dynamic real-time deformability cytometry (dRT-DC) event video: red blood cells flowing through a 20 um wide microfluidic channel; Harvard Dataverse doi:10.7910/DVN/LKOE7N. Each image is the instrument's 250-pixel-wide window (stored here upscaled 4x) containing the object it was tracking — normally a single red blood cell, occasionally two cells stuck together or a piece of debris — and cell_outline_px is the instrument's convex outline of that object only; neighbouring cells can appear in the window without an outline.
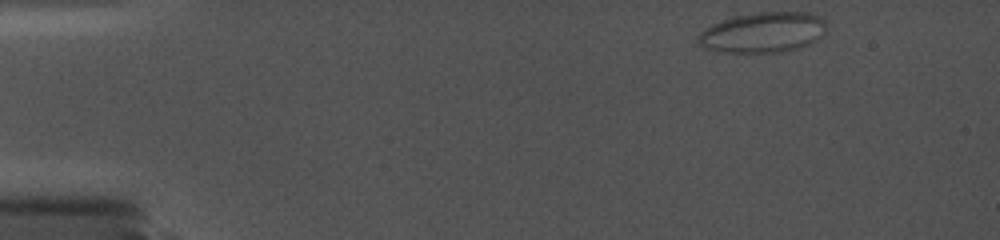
{"species": "common noctule bat (a hibernating species)", "species_latin": "Nyctalus noctula", "temperature_condition": "cold", "stored_images_in_passage": 44, "camera_frame_rate_fps": 5000, "um_per_image_px": 0.085, "animal": {"sex": "female", "body_mass_g": 19.0, "forearm_length_mm": 56.7}, "frame": {"image": 1, "passage_image": 1, "time_ms": 0.0, "image_size_px": [1000, 240], "cell_outline_px": [[824, 32], [812, 44], [800, 48], [784, 52], [744, 56], [712, 52], [704, 48], [700, 44], [700, 36], [708, 28], [732, 16], [760, 12], [804, 12], [812, 16], [816, 20]], "centroid_in_image_um": [64.75, 2.85], "position_along_channel_um": 20.3, "area_um2": 30.23}}
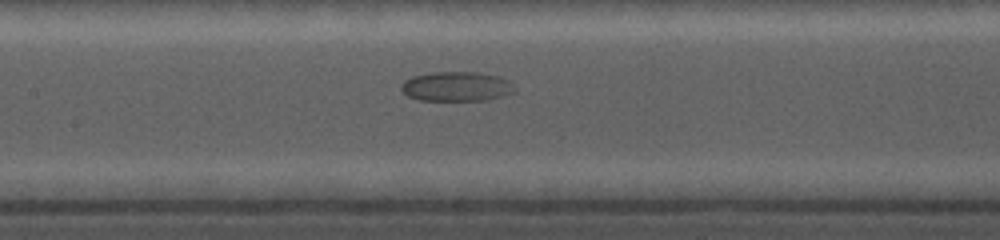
{"frame": {"image": 2, "passage_image": 22, "time_ms": 7.6, "image_size_px": [1000, 240], "cell_outline_px": [[516, 92], [488, 100], [420, 100], [408, 96], [400, 88], [404, 80], [412, 76], [432, 72], [476, 72], [500, 76], [512, 80]], "centroid_in_image_um": [38.85, 7.34], "position_along_channel_um": 168.5, "area_um2": 19.77}}
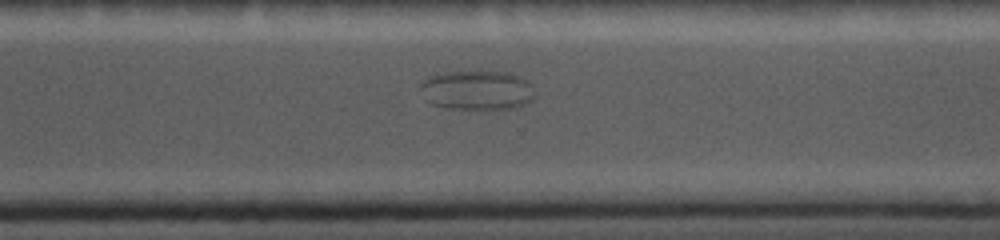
{"frame": {"image": 3, "passage_image": 33, "time_ms": 12.4, "image_size_px": [1000, 240], "cell_outline_px": [[536, 96], [532, 100], [516, 108], [448, 108], [432, 104], [424, 100], [420, 88], [420, 84], [424, 80], [432, 76], [448, 72], [508, 72], [520, 76], [528, 80]], "centroid_in_image_um": [40.57, 7.67], "position_along_channel_um": 330.0, "area_um2": 26.13}}